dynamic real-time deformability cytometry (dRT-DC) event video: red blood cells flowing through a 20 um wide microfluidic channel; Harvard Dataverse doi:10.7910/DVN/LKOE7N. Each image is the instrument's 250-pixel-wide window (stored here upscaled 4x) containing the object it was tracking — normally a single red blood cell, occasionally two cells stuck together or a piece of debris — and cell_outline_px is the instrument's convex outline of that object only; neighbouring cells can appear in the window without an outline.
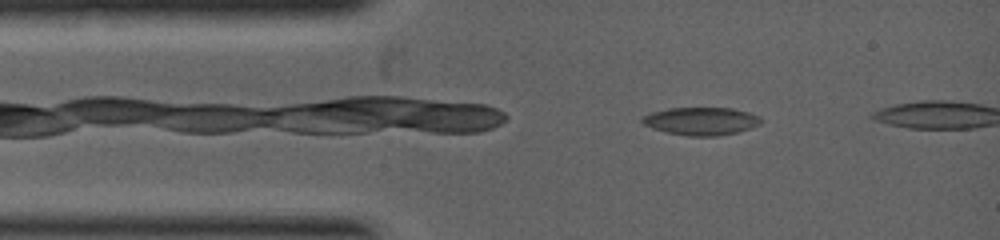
{"species": "common noctule bat (a hibernating species)", "species_latin": "Nyctalus noctula", "temperature_condition": "warm", "stored_images_in_passage": 7, "camera_frame_rate_fps": 5000, "um_per_image_px": 0.085, "animal": {"sex": "female", "body_mass_g": 19.0, "forearm_length_mm": 53.3}, "frame": {"image": 1, "passage_image": 3, "time_ms": 0.6, "image_size_px": [1000, 240], "cell_outline_px": [[764, 120], [760, 124], [752, 128], [736, 132], [716, 136], [688, 136], [668, 132], [652, 128], [644, 124], [640, 120], [640, 116], [652, 112], [668, 108], [732, 108], [748, 112], [760, 116]], "centroid_in_image_um": [59.61, 10.29], "position_along_channel_um": 25.4, "area_um2": 19.36}}